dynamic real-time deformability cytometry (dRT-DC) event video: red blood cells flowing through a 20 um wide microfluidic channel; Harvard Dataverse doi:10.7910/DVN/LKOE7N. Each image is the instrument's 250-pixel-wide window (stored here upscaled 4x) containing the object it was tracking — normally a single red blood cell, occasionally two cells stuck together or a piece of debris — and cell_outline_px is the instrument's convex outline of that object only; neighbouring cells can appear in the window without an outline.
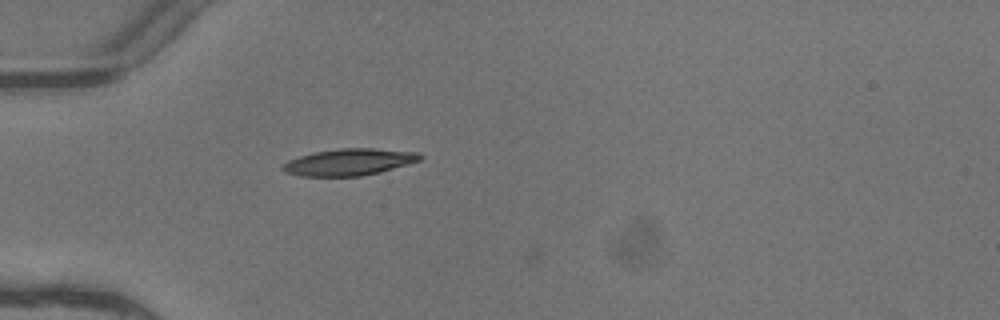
{"species": "common noctule bat (a hibernating species)", "species_latin": "Nyctalus noctula", "temperature_condition": "warm", "stored_images_in_passage": 3, "camera_frame_rate_fps": 3000, "um_per_image_px": 0.085, "animal": {"sex": "female"}, "frame": {"image": 1, "passage_image": 3, "time_ms": 0.667, "image_size_px": [1000, 320], "cell_outline_px": [[424, 156], [420, 160], [380, 172], [360, 176], [300, 176], [284, 172], [280, 168], [288, 160], [300, 156], [316, 152], [340, 148], [372, 148], [420, 152]], "centroid_in_image_um": [29.68, 13.77], "position_along_channel_um": 55.3, "area_um2": 21.33}}